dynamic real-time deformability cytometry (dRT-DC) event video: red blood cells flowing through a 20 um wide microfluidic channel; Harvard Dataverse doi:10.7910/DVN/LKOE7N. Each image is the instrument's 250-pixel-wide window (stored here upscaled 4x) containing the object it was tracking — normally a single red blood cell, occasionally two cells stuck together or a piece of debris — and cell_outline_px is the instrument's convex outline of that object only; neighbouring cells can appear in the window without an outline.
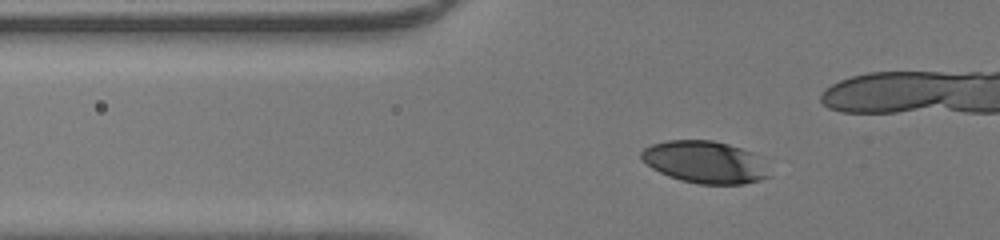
{"species": "human", "species_latin": "Homo sapiens", "temperature_condition": "room temperature", "stored_images_in_passage": 37, "camera_frame_rate_fps": 3000, "um_per_image_px": 0.085, "donor": {"sex": "male"}, "frame": {"image": 1, "passage_image": 11, "time_ms": 3.333, "image_size_px": [1000, 240], "cell_outline_px": [[772, 176], [760, 180], [744, 184], [700, 184], [680, 180], [668, 176], [652, 168], [640, 156], [640, 152], [644, 148], [652, 144], [668, 140], [712, 140], [728, 144], [752, 152], [760, 156]], "centroid_in_image_um": [59.95, 13.78], "position_along_channel_um": 65.8, "area_um2": 31.56}}
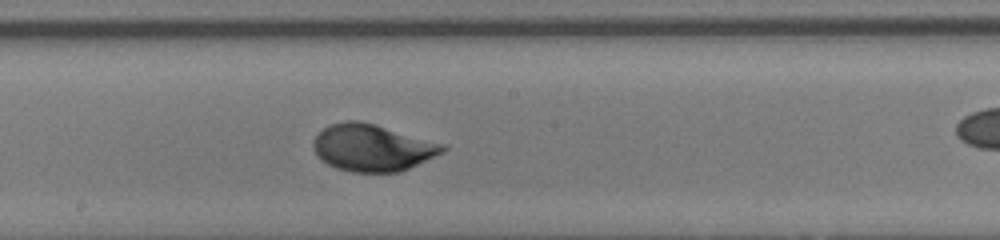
{"frame": {"image": 2, "passage_image": 23, "time_ms": 7.333, "image_size_px": [1000, 240], "cell_outline_px": [[448, 148], [444, 152], [400, 172], [352, 172], [336, 168], [320, 160], [312, 148], [312, 144], [316, 136], [328, 124], [344, 120], [360, 120], [376, 124], [448, 144]], "centroid_in_image_um": [31.67, 12.54], "position_along_channel_um": 216.5, "area_um2": 35.89}}
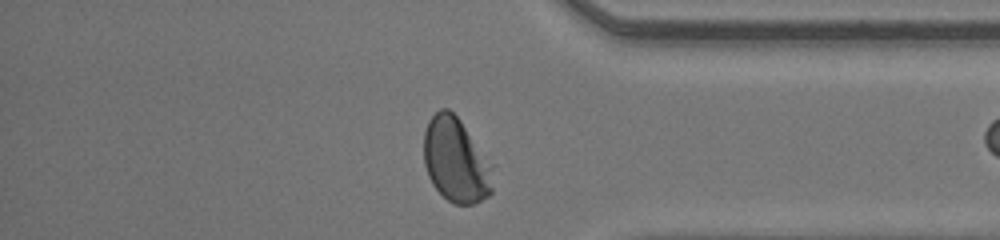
{"frame": {"image": 3, "passage_image": 36, "time_ms": 11.667, "image_size_px": [1000, 240], "cell_outline_px": [[492, 192], [488, 196], [472, 204], [456, 204], [448, 200], [432, 184], [428, 176], [424, 164], [424, 132], [428, 120], [440, 108], [448, 108], [460, 120], [492, 168]], "centroid_in_image_um": [38.7, 13.62], "position_along_channel_um": 396.5, "area_um2": 33.35}}